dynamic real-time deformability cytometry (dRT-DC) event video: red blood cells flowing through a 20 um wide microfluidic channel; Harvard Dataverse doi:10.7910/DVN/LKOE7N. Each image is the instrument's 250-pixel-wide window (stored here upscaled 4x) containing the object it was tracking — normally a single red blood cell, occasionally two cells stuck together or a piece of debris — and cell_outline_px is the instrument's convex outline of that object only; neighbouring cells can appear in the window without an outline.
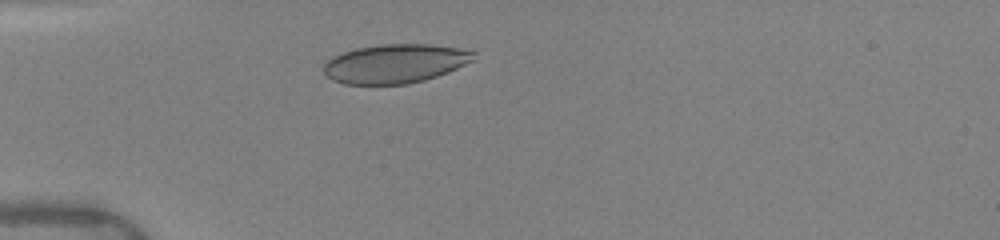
{"species": "human", "species_latin": "Homo sapiens", "temperature_condition": "warm", "stored_images_in_passage": 36, "camera_frame_rate_fps": 3000, "um_per_image_px": 0.085, "donor": {"sex": "female"}, "frame": {"image": 1, "passage_image": 1, "time_ms": 0.0, "image_size_px": [1000, 240], "cell_outline_px": [[476, 60], [448, 72], [424, 80], [408, 84], [344, 84], [332, 80], [324, 72], [324, 64], [332, 56], [356, 48], [384, 44], [428, 44], [460, 48], [476, 52]], "centroid_in_image_um": [33.62, 5.4], "position_along_channel_um": 51.4, "area_um2": 34.16}}
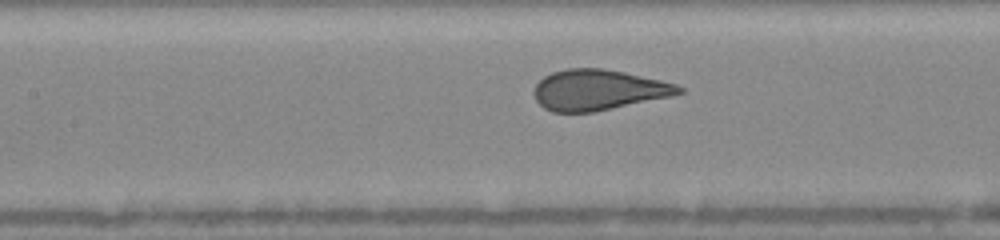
{"frame": {"image": 2, "passage_image": 10, "time_ms": 3.0, "image_size_px": [1000, 240], "cell_outline_px": [[684, 92], [672, 96], [592, 112], [552, 112], [544, 108], [536, 100], [532, 92], [536, 84], [544, 76], [552, 72], [568, 68], [600, 68], [624, 72], [660, 80], [676, 84], [684, 88]], "centroid_in_image_um": [50.84, 7.64], "position_along_channel_um": 156.6, "area_um2": 34.16}}
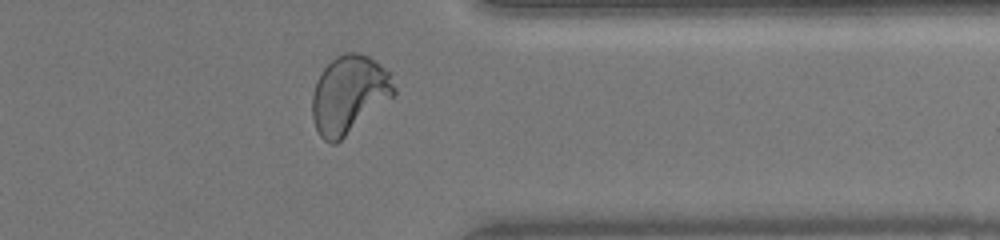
{"frame": {"image": 3, "passage_image": 27, "time_ms": 8.667, "image_size_px": [1000, 240], "cell_outline_px": [[396, 96], [336, 144], [332, 144], [324, 140], [320, 136], [312, 120], [312, 96], [316, 80], [324, 68], [336, 56], [344, 52], [356, 52], [368, 56], [376, 60], [388, 72], [396, 88]], "centroid_in_image_um": [29.68, 8.05], "position_along_channel_um": 381.7, "area_um2": 37.57}, "authors_computed_cell_mechanics": {"area_um2": 35.2002, "velocity_mm_per_s": 4.0406, "shape_relaxation_time_tau1_ms": 3.0376, "shape_relaxation_time_tau2_ms": null, "deformation_change_tau1": 0.1649, "deformation_change_tau2": null}}